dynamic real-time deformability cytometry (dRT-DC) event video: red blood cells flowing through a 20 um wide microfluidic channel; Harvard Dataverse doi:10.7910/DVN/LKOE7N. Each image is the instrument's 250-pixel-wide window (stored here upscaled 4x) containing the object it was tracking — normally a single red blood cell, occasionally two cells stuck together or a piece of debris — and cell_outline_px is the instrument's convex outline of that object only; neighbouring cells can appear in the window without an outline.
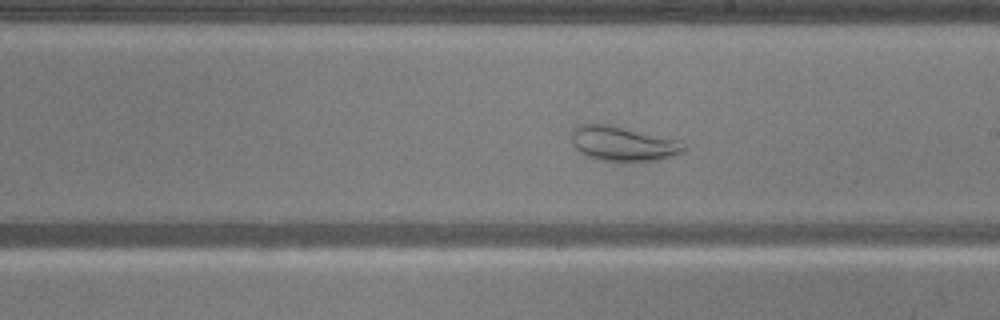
{"species": "common noctule bat (a hibernating species)", "species_latin": "Nyctalus noctula", "temperature_condition": "warm", "stored_images_in_passage": 50, "camera_frame_rate_fps": 3000, "um_per_image_px": 0.085, "animal": {"sex": "male", "body_mass_g": 20.5, "forearm_length_mm": 52.5}, "frame": {"image": 1, "passage_image": 28, "time_ms": 9.0, "image_size_px": [1000, 320], "cell_outline_px": [[688, 148], [684, 152], [676, 156], [656, 160], [600, 160], [588, 156], [580, 152], [572, 144], [572, 128], [588, 120], [612, 124], [680, 140]], "centroid_in_image_um": [52.95, 12.15], "position_along_channel_um": 236.1, "area_um2": 23.29}}
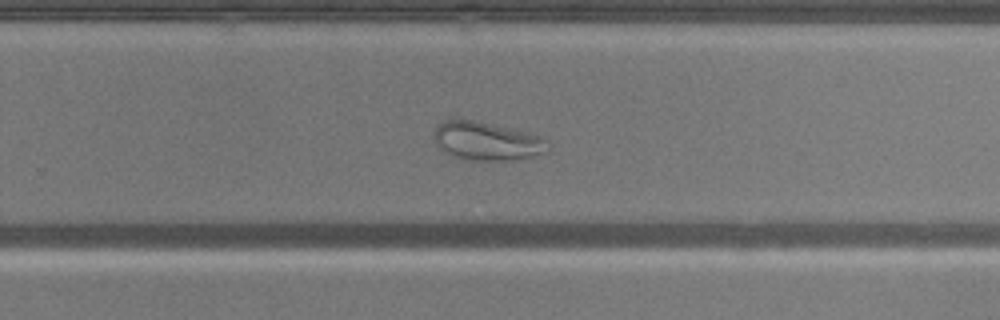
{"frame": {"image": 2, "passage_image": 32, "time_ms": 10.333, "image_size_px": [1000, 320], "cell_outline_px": [[548, 152], [532, 156], [512, 160], [468, 160], [452, 156], [440, 148], [432, 136], [436, 128], [444, 120], [476, 120], [528, 132], [540, 136], [548, 140]], "centroid_in_image_um": [41.4, 12.0], "position_along_channel_um": 288.4, "area_um2": 25.49}}
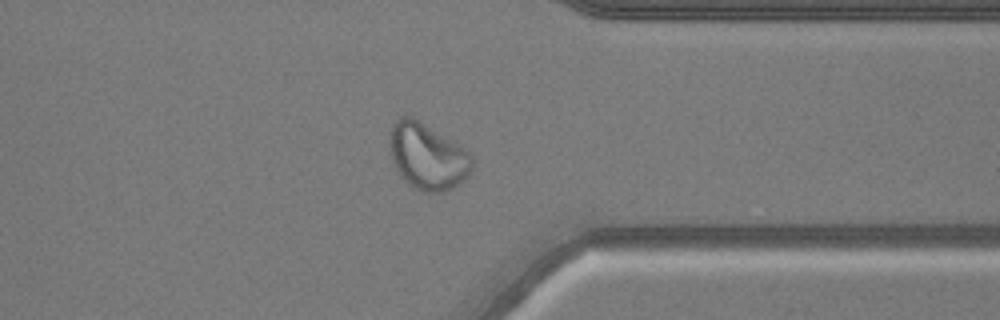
{"frame": {"image": 3, "passage_image": 39, "time_ms": 12.667, "image_size_px": [1000, 320], "cell_outline_px": [[472, 168], [468, 176], [464, 180], [452, 188], [444, 192], [424, 192], [408, 184], [400, 176], [392, 160], [388, 136], [392, 124], [400, 116], [412, 116], [472, 152]], "centroid_in_image_um": [36.33, 13.29], "position_along_channel_um": 375.1, "area_um2": 32.08}}